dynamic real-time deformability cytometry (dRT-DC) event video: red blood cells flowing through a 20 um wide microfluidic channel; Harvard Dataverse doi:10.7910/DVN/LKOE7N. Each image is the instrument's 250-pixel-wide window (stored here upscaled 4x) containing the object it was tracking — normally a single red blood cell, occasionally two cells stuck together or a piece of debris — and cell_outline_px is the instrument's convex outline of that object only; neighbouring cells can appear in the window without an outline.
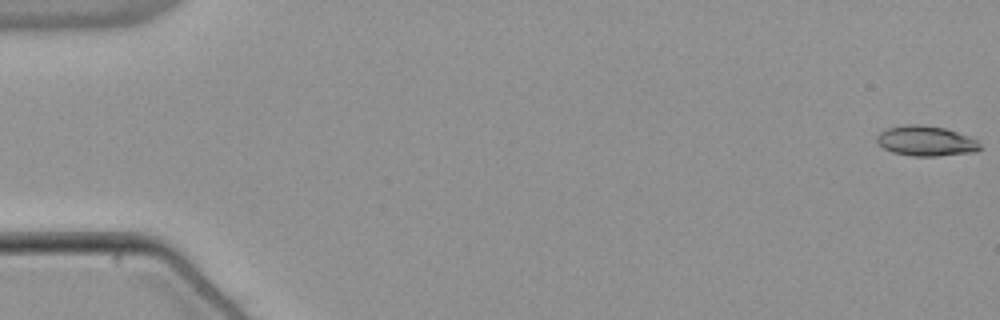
{"species": "common noctule bat (a hibernating species)", "species_latin": "Nyctalus noctula", "temperature_condition": "warm", "stored_images_in_passage": 54, "camera_frame_rate_fps": 3000, "um_per_image_px": 0.085, "animal": {"sex": "male", "body_mass_g": 21.5, "forearm_length_mm": 52.0}, "frame": {"image": 1, "passage_image": 1, "time_ms": 0.0, "image_size_px": [1000, 320], "cell_outline_px": [[980, 148], [976, 152], [936, 156], [912, 156], [892, 152], [884, 148], [876, 140], [876, 136], [880, 132], [888, 128], [908, 124], [920, 124], [944, 128], [972, 136], [980, 144]], "centroid_in_image_um": [78.73, 11.98], "position_along_channel_um": 6.3, "area_um2": 18.15}}
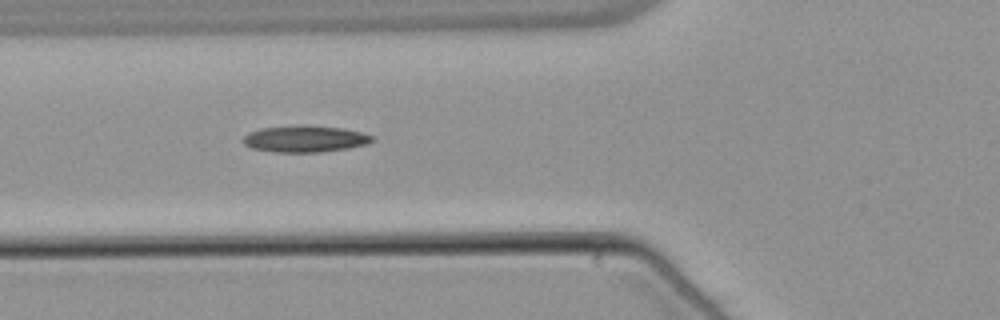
{"frame": {"image": 2, "passage_image": 21, "time_ms": 6.667, "image_size_px": [1000, 320], "cell_outline_px": [[376, 140], [368, 144], [348, 148], [320, 152], [276, 152], [252, 148], [244, 144], [240, 140], [248, 132], [264, 128], [344, 128], [360, 132], [372, 136]], "centroid_in_image_um": [25.93, 11.86], "position_along_channel_um": 99.9, "area_um2": 19.02}}
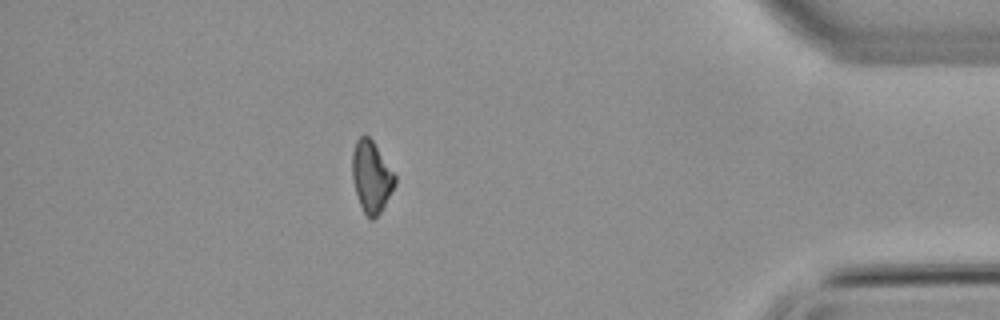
{"frame": {"image": 3, "passage_image": 48, "time_ms": 15.667, "image_size_px": [1000, 320], "cell_outline_px": [[396, 184], [380, 212], [372, 220], [368, 220], [356, 196], [352, 180], [352, 152], [356, 140], [360, 136], [368, 136], [372, 140], [396, 176]], "centroid_in_image_um": [31.55, 15.04], "position_along_channel_um": 403.7, "area_um2": 17.74}}